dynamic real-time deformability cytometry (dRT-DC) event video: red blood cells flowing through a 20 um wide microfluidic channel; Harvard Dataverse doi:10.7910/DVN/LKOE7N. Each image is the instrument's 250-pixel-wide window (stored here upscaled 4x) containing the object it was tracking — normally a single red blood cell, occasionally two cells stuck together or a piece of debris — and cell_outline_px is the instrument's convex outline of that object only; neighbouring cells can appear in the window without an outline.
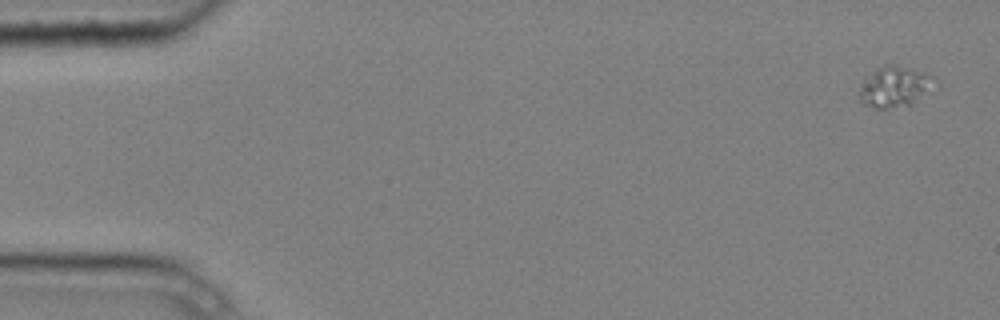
{"species": "common noctule bat (a hibernating species)", "species_latin": "Nyctalus noctula", "temperature_condition": "cold", "stored_images_in_passage": 6, "camera_frame_rate_fps": 3000, "um_per_image_px": 0.085, "animal": {"sex": "male", "body_mass_g": 20.4}, "frame": {"image": 1, "passage_image": 1, "time_ms": 0.0, "image_size_px": [1000, 320], "cell_outline_px": [[932, 76], [924, 88], [908, 104], [884, 108], [876, 108], [864, 104], [860, 100], [860, 84], [876, 68], [884, 64], [892, 64], [924, 72]], "centroid_in_image_um": [75.84, 7.32], "position_along_channel_um": 9.2, "area_um2": 16.3}}